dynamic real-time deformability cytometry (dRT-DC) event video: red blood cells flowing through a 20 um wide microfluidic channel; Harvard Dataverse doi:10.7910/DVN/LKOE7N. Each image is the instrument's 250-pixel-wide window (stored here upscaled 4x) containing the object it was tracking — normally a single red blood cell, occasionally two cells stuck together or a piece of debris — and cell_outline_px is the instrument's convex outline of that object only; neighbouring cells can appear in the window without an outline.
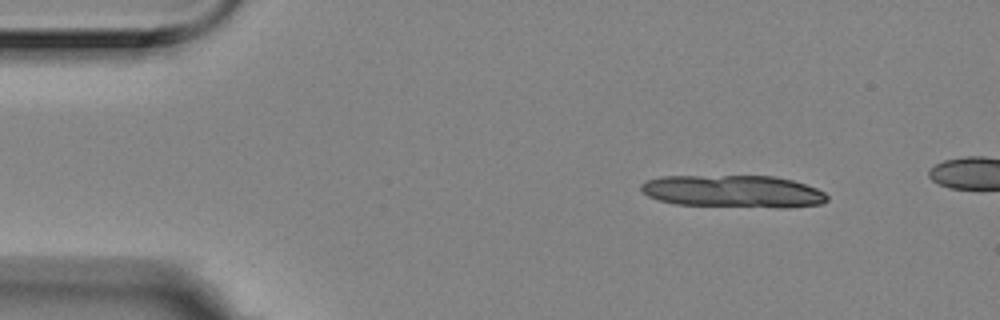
{"species": "Egyptian fruit bat (a non-hibernating species)", "species_latin": "Rousettus aegyptiacus", "temperature_condition": "room temperature", "stored_images_in_passage": 3, "camera_frame_rate_fps": 3000, "um_per_image_px": 0.085, "animal": {"sex": "female"}, "frame": {"image": 1, "passage_image": 1, "time_ms": 0.0, "image_size_px": [1000, 320], "cell_outline_px": [[828, 200], [824, 204], [788, 208], [776, 208], [676, 204], [660, 200], [648, 196], [640, 188], [640, 184], [644, 180], [660, 176], [776, 176], [792, 180], [816, 188], [824, 192], [828, 196]], "centroid_in_image_um": [62.35, 16.27], "position_along_channel_um": 22.6, "area_um2": 35.49}}